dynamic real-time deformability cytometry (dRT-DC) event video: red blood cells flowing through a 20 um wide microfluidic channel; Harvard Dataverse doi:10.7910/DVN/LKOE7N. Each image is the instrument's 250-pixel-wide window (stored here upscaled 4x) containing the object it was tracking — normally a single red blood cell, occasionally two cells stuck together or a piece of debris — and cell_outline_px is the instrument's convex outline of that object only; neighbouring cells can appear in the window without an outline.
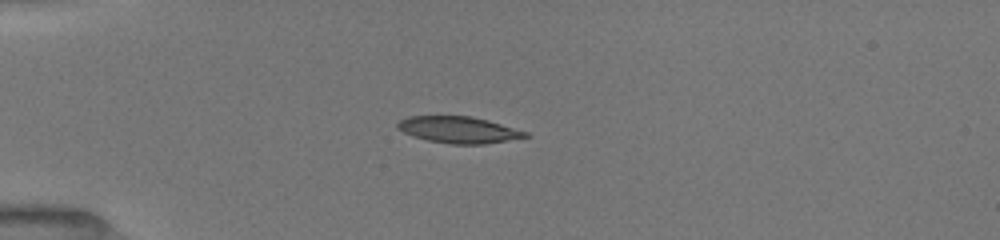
{"species": "common noctule bat (a hibernating species)", "species_latin": "Nyctalus noctula", "temperature_condition": "room temperature", "stored_images_in_passage": 19, "camera_frame_rate_fps": 3000, "um_per_image_px": 0.085, "animal": {"sex": "female", "body_mass_g": 19.5, "forearm_length_mm": 54.1}, "frame": {"image": 1, "passage_image": 7, "time_ms": 4.0, "image_size_px": [1000, 240], "cell_outline_px": [[532, 136], [484, 144], [452, 144], [428, 140], [412, 136], [396, 128], [396, 124], [400, 120], [408, 116], [468, 116], [488, 120], [528, 132]], "centroid_in_image_um": [38.98, 11.03], "position_along_channel_um": 46.0, "area_um2": 19.71}}
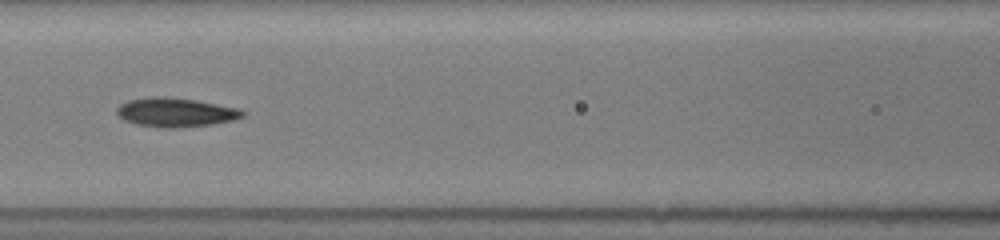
{"frame": {"image": 2, "passage_image": 16, "time_ms": 7.333, "image_size_px": [1000, 240], "cell_outline_px": [[244, 116], [232, 120], [212, 124], [176, 128], [160, 128], [136, 124], [124, 120], [116, 112], [116, 108], [120, 104], [128, 100], [148, 96], [164, 96], [196, 100], [236, 108], [244, 112]], "centroid_in_image_um": [14.86, 9.54], "position_along_channel_um": 151.7, "area_um2": 21.27}}
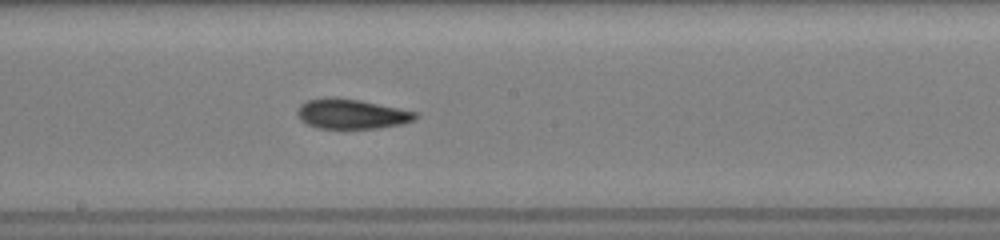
{"frame": {"image": 3, "passage_image": 19, "time_ms": 9.0, "image_size_px": [1000, 240], "cell_outline_px": [[420, 116], [416, 120], [400, 124], [376, 128], [320, 128], [308, 124], [300, 120], [296, 112], [300, 104], [308, 100], [324, 96], [336, 96], [360, 100], [400, 108], [416, 112]], "centroid_in_image_um": [29.87, 9.66], "position_along_channel_um": 218.3, "area_um2": 20.75}}